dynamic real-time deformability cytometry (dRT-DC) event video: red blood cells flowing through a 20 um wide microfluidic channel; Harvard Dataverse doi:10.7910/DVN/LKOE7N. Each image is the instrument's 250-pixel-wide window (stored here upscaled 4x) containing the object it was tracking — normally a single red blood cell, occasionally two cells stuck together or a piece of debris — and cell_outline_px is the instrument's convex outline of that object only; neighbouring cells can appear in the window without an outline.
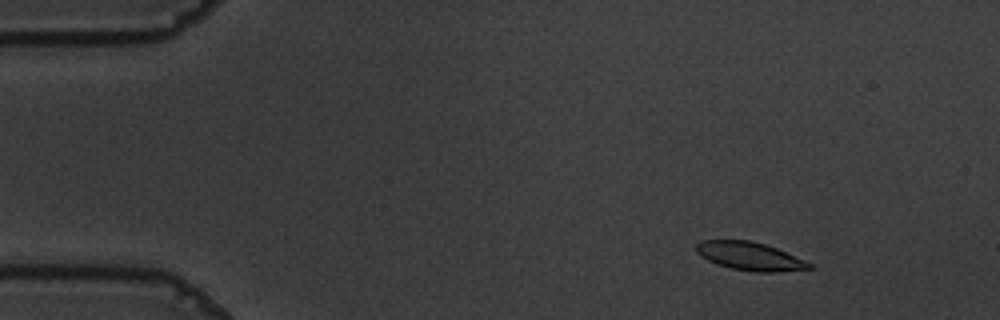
{"species": "common noctule bat (a hibernating species)", "species_latin": "Nyctalus noctula", "temperature_condition": "warm", "stored_images_in_passage": 51, "camera_frame_rate_fps": 3000, "um_per_image_px": 0.085, "animal": {"sex": "male", "body_mass_g": 19.5, "forearm_length_mm": 54.6}, "frame": {"image": 1, "passage_image": 2, "time_ms": 0.333, "image_size_px": [1000, 320], "cell_outline_px": [[812, 268], [776, 272], [756, 272], [732, 268], [716, 264], [700, 256], [696, 252], [696, 244], [700, 240], [748, 240], [764, 244], [776, 248], [804, 260], [812, 264]], "centroid_in_image_um": [63.69, 21.77], "position_along_channel_um": 21.3, "area_um2": 18.44}}
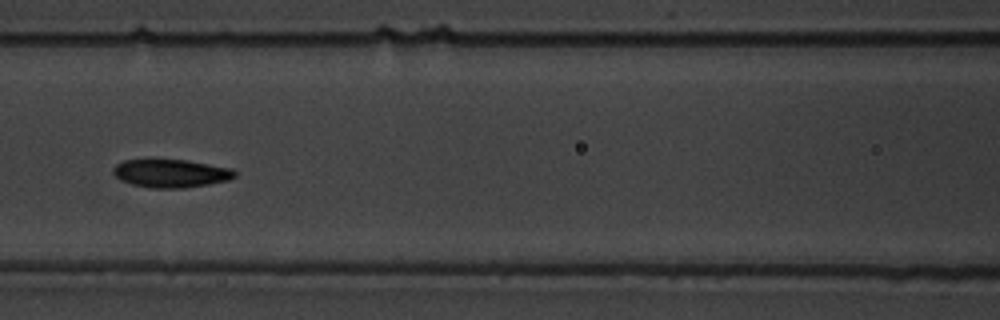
{"frame": {"image": 2, "passage_image": 20, "time_ms": 6.333, "image_size_px": [1000, 320], "cell_outline_px": [[236, 176], [228, 180], [208, 184], [184, 188], [148, 188], [132, 184], [120, 180], [112, 172], [112, 168], [116, 164], [124, 160], [184, 160], [232, 168], [236, 172]], "centroid_in_image_um": [14.51, 14.74], "position_along_channel_um": 152.1, "area_um2": 19.88}}
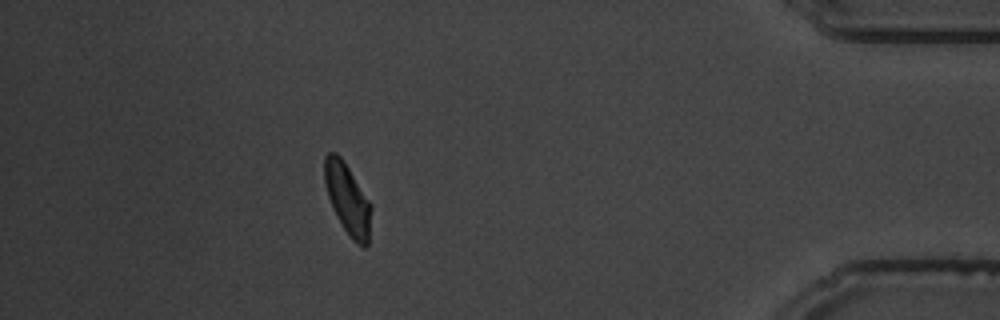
{"frame": {"image": 3, "passage_image": 45, "time_ms": 14.667, "image_size_px": [1000, 320], "cell_outline_px": [[372, 208], [368, 244], [364, 248], [356, 244], [352, 240], [336, 216], [332, 208], [324, 184], [324, 156], [328, 152], [336, 152], [340, 156], [372, 204]], "centroid_in_image_um": [29.54, 16.93], "position_along_channel_um": 405.7, "area_um2": 19.36}, "authors_computed_cell_mechanics": {"area_um2": 19.4786, "velocity_mm_per_s": 3.6115, "shape_relaxation_time_tau1_ms": 5.9183, "shape_relaxation_time_tau2_ms": 1.1411, "deformation_change_tau1": 0.1843, "deformation_change_tau2": 0.0592}}